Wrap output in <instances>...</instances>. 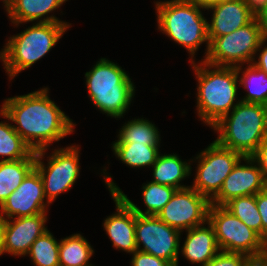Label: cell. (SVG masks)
<instances>
[{
    "label": "cell",
    "instance_id": "cell-1",
    "mask_svg": "<svg viewBox=\"0 0 267 266\" xmlns=\"http://www.w3.org/2000/svg\"><path fill=\"white\" fill-rule=\"evenodd\" d=\"M48 93L46 87L6 98L0 109L2 118L16 124L13 128L33 152L49 149L51 143L70 135L76 126Z\"/></svg>",
    "mask_w": 267,
    "mask_h": 266
},
{
    "label": "cell",
    "instance_id": "cell-31",
    "mask_svg": "<svg viewBox=\"0 0 267 266\" xmlns=\"http://www.w3.org/2000/svg\"><path fill=\"white\" fill-rule=\"evenodd\" d=\"M132 256V266H174L172 263L162 258L138 250L135 251Z\"/></svg>",
    "mask_w": 267,
    "mask_h": 266
},
{
    "label": "cell",
    "instance_id": "cell-24",
    "mask_svg": "<svg viewBox=\"0 0 267 266\" xmlns=\"http://www.w3.org/2000/svg\"><path fill=\"white\" fill-rule=\"evenodd\" d=\"M35 167V159L0 161V207Z\"/></svg>",
    "mask_w": 267,
    "mask_h": 266
},
{
    "label": "cell",
    "instance_id": "cell-23",
    "mask_svg": "<svg viewBox=\"0 0 267 266\" xmlns=\"http://www.w3.org/2000/svg\"><path fill=\"white\" fill-rule=\"evenodd\" d=\"M93 254L94 249L91 244L80 233L60 240V266H93L89 263Z\"/></svg>",
    "mask_w": 267,
    "mask_h": 266
},
{
    "label": "cell",
    "instance_id": "cell-32",
    "mask_svg": "<svg viewBox=\"0 0 267 266\" xmlns=\"http://www.w3.org/2000/svg\"><path fill=\"white\" fill-rule=\"evenodd\" d=\"M256 204L262 221V238L267 242V187L256 194Z\"/></svg>",
    "mask_w": 267,
    "mask_h": 266
},
{
    "label": "cell",
    "instance_id": "cell-19",
    "mask_svg": "<svg viewBox=\"0 0 267 266\" xmlns=\"http://www.w3.org/2000/svg\"><path fill=\"white\" fill-rule=\"evenodd\" d=\"M106 169H103L104 181L108 187L110 194L118 193L139 215H157L163 207L170 201L173 194L176 192L175 187L161 185L154 182L145 183L142 186V197L145 204V211L143 212L135 203H133L126 194L118 187L116 183L111 179V176L107 175ZM117 185V186H116Z\"/></svg>",
    "mask_w": 267,
    "mask_h": 266
},
{
    "label": "cell",
    "instance_id": "cell-11",
    "mask_svg": "<svg viewBox=\"0 0 267 266\" xmlns=\"http://www.w3.org/2000/svg\"><path fill=\"white\" fill-rule=\"evenodd\" d=\"M180 235L181 231L167 225L156 215L135 216L137 250L162 258L174 266H178Z\"/></svg>",
    "mask_w": 267,
    "mask_h": 266
},
{
    "label": "cell",
    "instance_id": "cell-38",
    "mask_svg": "<svg viewBox=\"0 0 267 266\" xmlns=\"http://www.w3.org/2000/svg\"><path fill=\"white\" fill-rule=\"evenodd\" d=\"M249 266H267V259L261 261H252Z\"/></svg>",
    "mask_w": 267,
    "mask_h": 266
},
{
    "label": "cell",
    "instance_id": "cell-33",
    "mask_svg": "<svg viewBox=\"0 0 267 266\" xmlns=\"http://www.w3.org/2000/svg\"><path fill=\"white\" fill-rule=\"evenodd\" d=\"M251 158L258 164L267 186V137L259 144Z\"/></svg>",
    "mask_w": 267,
    "mask_h": 266
},
{
    "label": "cell",
    "instance_id": "cell-15",
    "mask_svg": "<svg viewBox=\"0 0 267 266\" xmlns=\"http://www.w3.org/2000/svg\"><path fill=\"white\" fill-rule=\"evenodd\" d=\"M244 161L245 164H241ZM262 171L251 157H244L225 178L219 193L211 200L213 205H225L240 196L256 195L266 188Z\"/></svg>",
    "mask_w": 267,
    "mask_h": 266
},
{
    "label": "cell",
    "instance_id": "cell-8",
    "mask_svg": "<svg viewBox=\"0 0 267 266\" xmlns=\"http://www.w3.org/2000/svg\"><path fill=\"white\" fill-rule=\"evenodd\" d=\"M262 24L254 18L250 23L209 43L206 63L214 66L237 67L253 63L261 40Z\"/></svg>",
    "mask_w": 267,
    "mask_h": 266
},
{
    "label": "cell",
    "instance_id": "cell-30",
    "mask_svg": "<svg viewBox=\"0 0 267 266\" xmlns=\"http://www.w3.org/2000/svg\"><path fill=\"white\" fill-rule=\"evenodd\" d=\"M252 261L242 253L220 251L205 266H249Z\"/></svg>",
    "mask_w": 267,
    "mask_h": 266
},
{
    "label": "cell",
    "instance_id": "cell-21",
    "mask_svg": "<svg viewBox=\"0 0 267 266\" xmlns=\"http://www.w3.org/2000/svg\"><path fill=\"white\" fill-rule=\"evenodd\" d=\"M190 161L187 163L173 154H159L153 168V180L151 182L184 189L190 186L181 185L180 182L190 176L192 167Z\"/></svg>",
    "mask_w": 267,
    "mask_h": 266
},
{
    "label": "cell",
    "instance_id": "cell-18",
    "mask_svg": "<svg viewBox=\"0 0 267 266\" xmlns=\"http://www.w3.org/2000/svg\"><path fill=\"white\" fill-rule=\"evenodd\" d=\"M204 225L186 230V239L181 247L185 259L200 266H205L220 252L213 226L209 221L207 227Z\"/></svg>",
    "mask_w": 267,
    "mask_h": 266
},
{
    "label": "cell",
    "instance_id": "cell-14",
    "mask_svg": "<svg viewBox=\"0 0 267 266\" xmlns=\"http://www.w3.org/2000/svg\"><path fill=\"white\" fill-rule=\"evenodd\" d=\"M46 221V213L6 219L1 255L8 253L14 256H26L33 242L48 230L45 227Z\"/></svg>",
    "mask_w": 267,
    "mask_h": 266
},
{
    "label": "cell",
    "instance_id": "cell-34",
    "mask_svg": "<svg viewBox=\"0 0 267 266\" xmlns=\"http://www.w3.org/2000/svg\"><path fill=\"white\" fill-rule=\"evenodd\" d=\"M250 14L260 19L267 12V0H244Z\"/></svg>",
    "mask_w": 267,
    "mask_h": 266
},
{
    "label": "cell",
    "instance_id": "cell-17",
    "mask_svg": "<svg viewBox=\"0 0 267 266\" xmlns=\"http://www.w3.org/2000/svg\"><path fill=\"white\" fill-rule=\"evenodd\" d=\"M111 196L117 211L104 220V230L114 248L133 254L137 251L135 237V216L137 214L118 193H111Z\"/></svg>",
    "mask_w": 267,
    "mask_h": 266
},
{
    "label": "cell",
    "instance_id": "cell-25",
    "mask_svg": "<svg viewBox=\"0 0 267 266\" xmlns=\"http://www.w3.org/2000/svg\"><path fill=\"white\" fill-rule=\"evenodd\" d=\"M242 68V65L236 67L239 85H243L248 92L240 101L267 106V74L252 63L247 64L244 71ZM240 71L242 76H239Z\"/></svg>",
    "mask_w": 267,
    "mask_h": 266
},
{
    "label": "cell",
    "instance_id": "cell-22",
    "mask_svg": "<svg viewBox=\"0 0 267 266\" xmlns=\"http://www.w3.org/2000/svg\"><path fill=\"white\" fill-rule=\"evenodd\" d=\"M160 145L139 143H113L115 156L126 166L134 168L152 167L157 160Z\"/></svg>",
    "mask_w": 267,
    "mask_h": 266
},
{
    "label": "cell",
    "instance_id": "cell-39",
    "mask_svg": "<svg viewBox=\"0 0 267 266\" xmlns=\"http://www.w3.org/2000/svg\"><path fill=\"white\" fill-rule=\"evenodd\" d=\"M5 6L6 12L15 3V0H1Z\"/></svg>",
    "mask_w": 267,
    "mask_h": 266
},
{
    "label": "cell",
    "instance_id": "cell-26",
    "mask_svg": "<svg viewBox=\"0 0 267 266\" xmlns=\"http://www.w3.org/2000/svg\"><path fill=\"white\" fill-rule=\"evenodd\" d=\"M124 124L119 130L118 140L113 143L160 145L161 137L158 128L146 118H135Z\"/></svg>",
    "mask_w": 267,
    "mask_h": 266
},
{
    "label": "cell",
    "instance_id": "cell-27",
    "mask_svg": "<svg viewBox=\"0 0 267 266\" xmlns=\"http://www.w3.org/2000/svg\"><path fill=\"white\" fill-rule=\"evenodd\" d=\"M0 156L2 161L35 159V152L15 131L11 123L0 122Z\"/></svg>",
    "mask_w": 267,
    "mask_h": 266
},
{
    "label": "cell",
    "instance_id": "cell-3",
    "mask_svg": "<svg viewBox=\"0 0 267 266\" xmlns=\"http://www.w3.org/2000/svg\"><path fill=\"white\" fill-rule=\"evenodd\" d=\"M158 30L166 34L174 42L183 46L189 55L190 62L195 56L200 45L206 42L207 48L204 59L209 51L207 19L203 16L202 10L206 9L205 4L195 0H169L156 1Z\"/></svg>",
    "mask_w": 267,
    "mask_h": 266
},
{
    "label": "cell",
    "instance_id": "cell-2",
    "mask_svg": "<svg viewBox=\"0 0 267 266\" xmlns=\"http://www.w3.org/2000/svg\"><path fill=\"white\" fill-rule=\"evenodd\" d=\"M191 64L198 81V118L212 127L240 102L235 100L237 86H240L237 70L236 67L214 66L204 60L199 65L195 61Z\"/></svg>",
    "mask_w": 267,
    "mask_h": 266
},
{
    "label": "cell",
    "instance_id": "cell-35",
    "mask_svg": "<svg viewBox=\"0 0 267 266\" xmlns=\"http://www.w3.org/2000/svg\"><path fill=\"white\" fill-rule=\"evenodd\" d=\"M266 41L267 40L264 38L261 40L259 47L257 49V52L258 51L260 52V54L258 55L259 56L258 61L254 60L252 64H254L258 69L267 74V46H266L267 44L265 45Z\"/></svg>",
    "mask_w": 267,
    "mask_h": 266
},
{
    "label": "cell",
    "instance_id": "cell-40",
    "mask_svg": "<svg viewBox=\"0 0 267 266\" xmlns=\"http://www.w3.org/2000/svg\"><path fill=\"white\" fill-rule=\"evenodd\" d=\"M195 1H197L199 3L207 4V3L214 1V0H195Z\"/></svg>",
    "mask_w": 267,
    "mask_h": 266
},
{
    "label": "cell",
    "instance_id": "cell-29",
    "mask_svg": "<svg viewBox=\"0 0 267 266\" xmlns=\"http://www.w3.org/2000/svg\"><path fill=\"white\" fill-rule=\"evenodd\" d=\"M59 243L53 234L47 230L32 244L27 255L35 266H60Z\"/></svg>",
    "mask_w": 267,
    "mask_h": 266
},
{
    "label": "cell",
    "instance_id": "cell-4",
    "mask_svg": "<svg viewBox=\"0 0 267 266\" xmlns=\"http://www.w3.org/2000/svg\"><path fill=\"white\" fill-rule=\"evenodd\" d=\"M231 111L212 126L218 133L215 141L251 157L267 137V106L240 101Z\"/></svg>",
    "mask_w": 267,
    "mask_h": 266
},
{
    "label": "cell",
    "instance_id": "cell-36",
    "mask_svg": "<svg viewBox=\"0 0 267 266\" xmlns=\"http://www.w3.org/2000/svg\"><path fill=\"white\" fill-rule=\"evenodd\" d=\"M262 24V35L267 40V12L260 18Z\"/></svg>",
    "mask_w": 267,
    "mask_h": 266
},
{
    "label": "cell",
    "instance_id": "cell-37",
    "mask_svg": "<svg viewBox=\"0 0 267 266\" xmlns=\"http://www.w3.org/2000/svg\"><path fill=\"white\" fill-rule=\"evenodd\" d=\"M4 223H5V219L0 215V256H1V248H2V236H3Z\"/></svg>",
    "mask_w": 267,
    "mask_h": 266
},
{
    "label": "cell",
    "instance_id": "cell-28",
    "mask_svg": "<svg viewBox=\"0 0 267 266\" xmlns=\"http://www.w3.org/2000/svg\"><path fill=\"white\" fill-rule=\"evenodd\" d=\"M224 206L262 237V221L256 204V195L235 197Z\"/></svg>",
    "mask_w": 267,
    "mask_h": 266
},
{
    "label": "cell",
    "instance_id": "cell-6",
    "mask_svg": "<svg viewBox=\"0 0 267 266\" xmlns=\"http://www.w3.org/2000/svg\"><path fill=\"white\" fill-rule=\"evenodd\" d=\"M90 100L103 114L121 118L135 96V85L117 63L101 58L85 73Z\"/></svg>",
    "mask_w": 267,
    "mask_h": 266
},
{
    "label": "cell",
    "instance_id": "cell-16",
    "mask_svg": "<svg viewBox=\"0 0 267 266\" xmlns=\"http://www.w3.org/2000/svg\"><path fill=\"white\" fill-rule=\"evenodd\" d=\"M206 10L213 15L208 25V38L225 36L250 23L254 17L250 14L244 0H214L205 4Z\"/></svg>",
    "mask_w": 267,
    "mask_h": 266
},
{
    "label": "cell",
    "instance_id": "cell-13",
    "mask_svg": "<svg viewBox=\"0 0 267 266\" xmlns=\"http://www.w3.org/2000/svg\"><path fill=\"white\" fill-rule=\"evenodd\" d=\"M49 204L44 194L40 173L34 167L2 204L0 215L6 220L47 213Z\"/></svg>",
    "mask_w": 267,
    "mask_h": 266
},
{
    "label": "cell",
    "instance_id": "cell-7",
    "mask_svg": "<svg viewBox=\"0 0 267 266\" xmlns=\"http://www.w3.org/2000/svg\"><path fill=\"white\" fill-rule=\"evenodd\" d=\"M208 221L215 230L220 251L242 253L253 261L267 259V242L224 205L210 204Z\"/></svg>",
    "mask_w": 267,
    "mask_h": 266
},
{
    "label": "cell",
    "instance_id": "cell-9",
    "mask_svg": "<svg viewBox=\"0 0 267 266\" xmlns=\"http://www.w3.org/2000/svg\"><path fill=\"white\" fill-rule=\"evenodd\" d=\"M47 149L35 152V168L40 173L44 194L51 204L61 194L70 190L80 175L78 145L54 149L43 163Z\"/></svg>",
    "mask_w": 267,
    "mask_h": 266
},
{
    "label": "cell",
    "instance_id": "cell-20",
    "mask_svg": "<svg viewBox=\"0 0 267 266\" xmlns=\"http://www.w3.org/2000/svg\"><path fill=\"white\" fill-rule=\"evenodd\" d=\"M66 1L67 0H15V3L9 8L7 14L11 22L17 27L19 24L34 22L36 20H39L38 22L40 23H68L62 20L60 21L56 16H47Z\"/></svg>",
    "mask_w": 267,
    "mask_h": 266
},
{
    "label": "cell",
    "instance_id": "cell-12",
    "mask_svg": "<svg viewBox=\"0 0 267 266\" xmlns=\"http://www.w3.org/2000/svg\"><path fill=\"white\" fill-rule=\"evenodd\" d=\"M211 201L191 186L177 189L170 201L156 215L167 225L183 232L208 222Z\"/></svg>",
    "mask_w": 267,
    "mask_h": 266
},
{
    "label": "cell",
    "instance_id": "cell-10",
    "mask_svg": "<svg viewBox=\"0 0 267 266\" xmlns=\"http://www.w3.org/2000/svg\"><path fill=\"white\" fill-rule=\"evenodd\" d=\"M244 157L215 140L195 157L198 160L194 183L191 187L210 201L221 190L225 178Z\"/></svg>",
    "mask_w": 267,
    "mask_h": 266
},
{
    "label": "cell",
    "instance_id": "cell-5",
    "mask_svg": "<svg viewBox=\"0 0 267 266\" xmlns=\"http://www.w3.org/2000/svg\"><path fill=\"white\" fill-rule=\"evenodd\" d=\"M68 23L37 22L9 38L0 51V59L9 79L43 58L70 27Z\"/></svg>",
    "mask_w": 267,
    "mask_h": 266
}]
</instances>
